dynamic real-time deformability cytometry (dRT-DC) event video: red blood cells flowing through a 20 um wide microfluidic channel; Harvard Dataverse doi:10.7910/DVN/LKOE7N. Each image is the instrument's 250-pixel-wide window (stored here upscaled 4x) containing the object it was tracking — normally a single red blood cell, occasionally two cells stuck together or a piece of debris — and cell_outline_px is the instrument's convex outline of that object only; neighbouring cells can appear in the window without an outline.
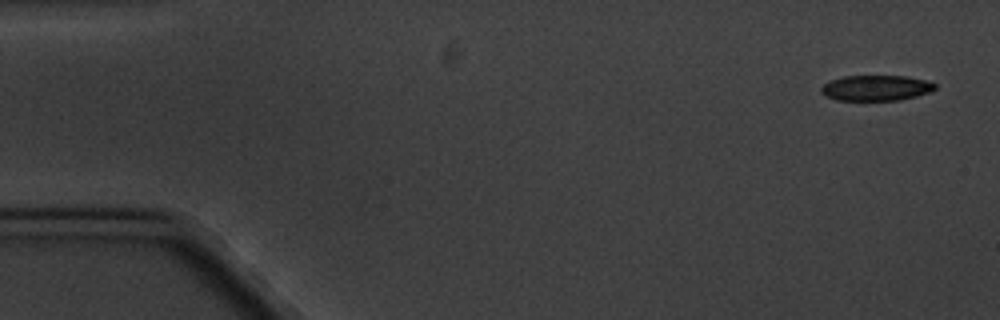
{"species": "common noctule bat (a hibernating species)", "species_latin": "Nyctalus noctula", "temperature_condition": "cold", "stored_images_in_passage": 10, "camera_frame_rate_fps": 3000, "um_per_image_px": 0.085, "animal": {"sex": "male", "body_mass_g": 20.1, "forearm_length_mm": 53.5}, "frame": {"image": 1, "passage_image": 1, "time_ms": 0.0, "image_size_px": [1000, 320], "cell_outline_px": [[936, 88], [932, 92], [900, 100], [836, 100], [824, 96], [820, 92], [820, 88], [828, 80], [844, 76], [908, 76], [924, 80], [936, 84]], "centroid_in_image_um": [74.44, 7.48], "position_along_channel_um": 10.6, "area_um2": 17.11}}
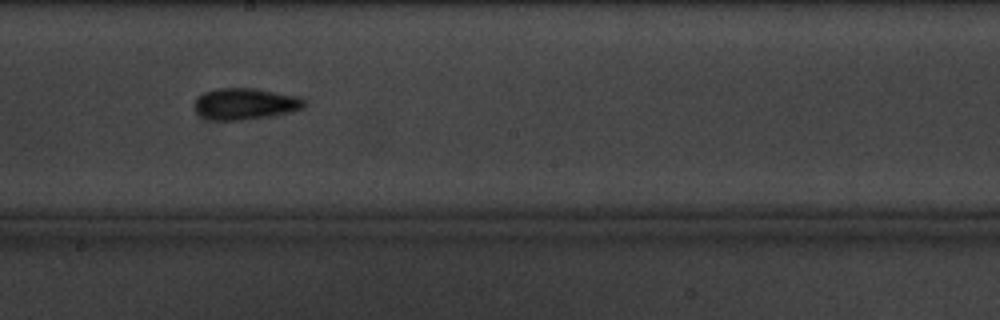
{"frame": {"image": 2, "passage_image": 9, "time_ms": 10.0, "image_size_px": [1000, 320], "cell_outline_px": [[304, 108], [272, 116], [244, 120], [216, 120], [204, 116], [196, 112], [192, 104], [204, 92], [216, 88], [252, 88], [300, 96], [304, 100]], "centroid_in_image_um": [20.84, 8.82], "position_along_channel_um": 227.4, "area_um2": 20.06}}
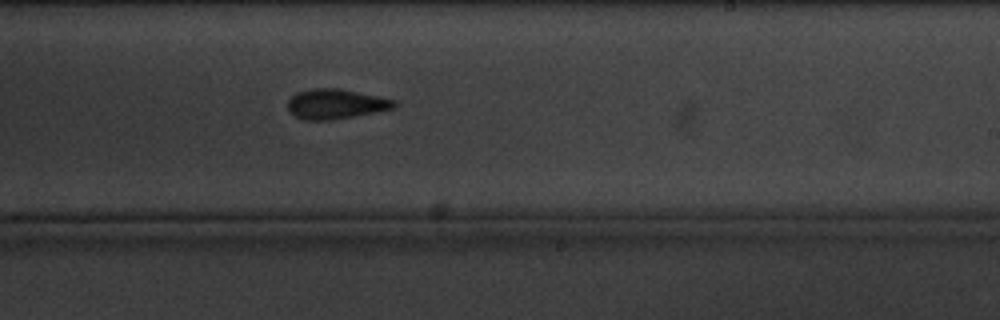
{"frame": {"image": 3, "passage_image": 10, "time_ms": 11.0, "image_size_px": [1000, 320], "cell_outline_px": [[396, 104], [392, 108], [376, 112], [332, 120], [304, 120], [288, 112], [288, 100], [296, 92], [312, 88], [340, 88], [396, 100]], "centroid_in_image_um": [28.5, 8.83], "position_along_channel_um": 260.5, "area_um2": 18.55}}